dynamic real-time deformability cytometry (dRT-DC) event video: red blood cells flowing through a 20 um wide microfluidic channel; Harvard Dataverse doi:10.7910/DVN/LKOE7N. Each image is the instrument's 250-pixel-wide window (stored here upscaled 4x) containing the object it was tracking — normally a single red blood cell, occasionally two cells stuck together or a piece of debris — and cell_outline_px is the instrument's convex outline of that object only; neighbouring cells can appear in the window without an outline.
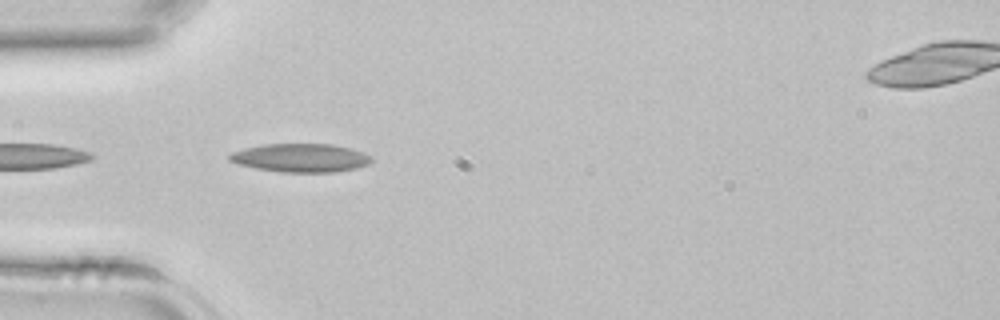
{"species": "common noctule bat (a hibernating species)", "species_latin": "Nyctalus noctula", "temperature_condition": "room temperature", "stored_images_in_passage": 12, "camera_frame_rate_fps": 3000, "um_per_image_px": 0.085, "animal": {"sex": "female", "body_mass_g": 22.7, "forearm_length_mm": 54.2}, "frame": {"image": 1, "passage_image": 9, "time_ms": 2.667, "image_size_px": [1000, 320], "cell_outline_px": [[372, 160], [368, 164], [356, 168], [336, 172], [280, 172], [256, 168], [240, 164], [228, 160], [228, 156], [232, 152], [244, 148], [264, 144], [332, 144], [352, 148], [364, 152], [372, 156]], "centroid_in_image_um": [25.59, 13.41], "position_along_channel_um": 59.4, "area_um2": 23.64}}